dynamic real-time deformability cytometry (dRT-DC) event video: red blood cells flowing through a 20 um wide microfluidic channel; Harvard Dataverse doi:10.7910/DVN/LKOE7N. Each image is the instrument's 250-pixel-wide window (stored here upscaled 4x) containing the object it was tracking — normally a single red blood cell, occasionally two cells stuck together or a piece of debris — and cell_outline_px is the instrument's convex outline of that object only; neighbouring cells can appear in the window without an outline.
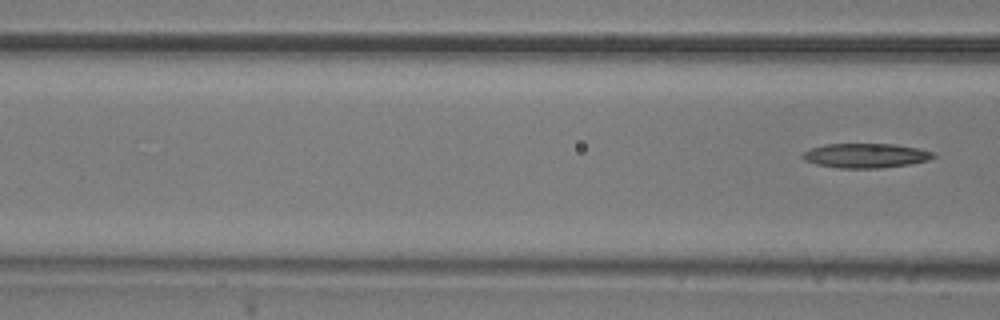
{"species": "common noctule bat (a hibernating species)", "species_latin": "Nyctalus noctula", "temperature_condition": "room temperature", "stored_images_in_passage": 6, "segment_of_instrument_passage": [2, 2], "camera_frame_rate_fps": 3000, "um_per_image_px": 0.085, "animal": {"sex": "male", "body_mass_g": 20.5, "forearm_length_mm": 52.5}, "frame": {"image": 1, "passage_image": 6, "time_ms": 1.667, "image_size_px": [1000, 320], "cell_outline_px": [[936, 156], [928, 160], [908, 164], [880, 168], [840, 168], [816, 164], [804, 160], [800, 156], [800, 152], [824, 144], [896, 144], [920, 148], [936, 152]], "centroid_in_image_um": [73.58, 13.21], "position_along_channel_um": 93.0, "area_um2": 18.84}}